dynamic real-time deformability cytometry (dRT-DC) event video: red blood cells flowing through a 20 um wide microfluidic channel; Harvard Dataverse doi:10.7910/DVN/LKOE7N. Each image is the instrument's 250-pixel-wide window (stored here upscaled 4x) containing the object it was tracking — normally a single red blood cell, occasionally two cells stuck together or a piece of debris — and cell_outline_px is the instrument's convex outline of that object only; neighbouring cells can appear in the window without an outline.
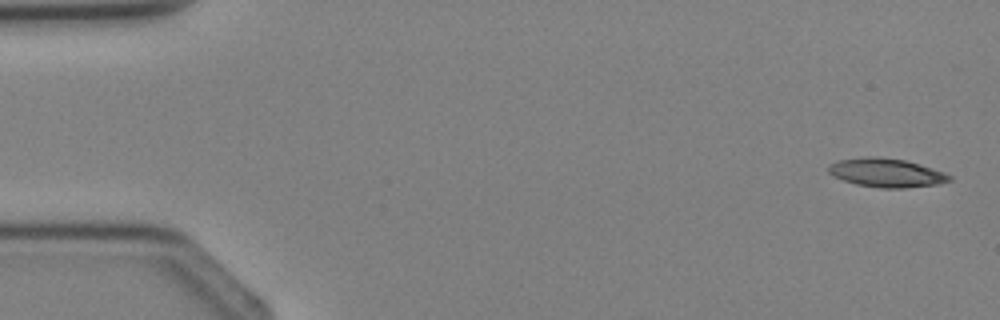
{"species": "Egyptian fruit bat (a non-hibernating species)", "species_latin": "Rousettus aegyptiacus", "temperature_condition": "cold", "stored_images_in_passage": 3, "camera_frame_rate_fps": 3000, "um_per_image_px": 0.085, "animal": {"sex": "female"}, "frame": {"image": 1, "passage_image": 1, "time_ms": 0.0, "image_size_px": [1000, 320], "cell_outline_px": [[952, 180], [936, 184], [904, 188], [880, 188], [856, 184], [832, 176], [828, 172], [828, 164], [840, 160], [864, 156], [880, 156], [904, 160], [920, 164], [944, 172], [952, 176]], "centroid_in_image_um": [75.32, 14.67], "position_along_channel_um": 9.7, "area_um2": 20.35}}
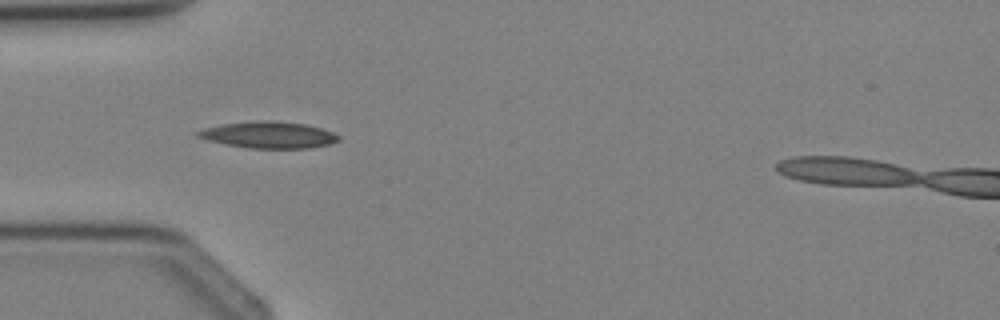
{"frame": {"image": 2, "passage_image": 3, "time_ms": 3.333, "image_size_px": [1000, 320], "cell_outline_px": [[340, 140], [328, 144], [308, 148], [248, 148], [208, 140], [196, 136], [192, 132], [204, 128], [224, 124], [256, 120], [272, 120], [304, 124], [320, 128], [332, 132], [340, 136]], "centroid_in_image_um": [22.81, 11.46], "position_along_channel_um": 62.2, "area_um2": 21.68}}